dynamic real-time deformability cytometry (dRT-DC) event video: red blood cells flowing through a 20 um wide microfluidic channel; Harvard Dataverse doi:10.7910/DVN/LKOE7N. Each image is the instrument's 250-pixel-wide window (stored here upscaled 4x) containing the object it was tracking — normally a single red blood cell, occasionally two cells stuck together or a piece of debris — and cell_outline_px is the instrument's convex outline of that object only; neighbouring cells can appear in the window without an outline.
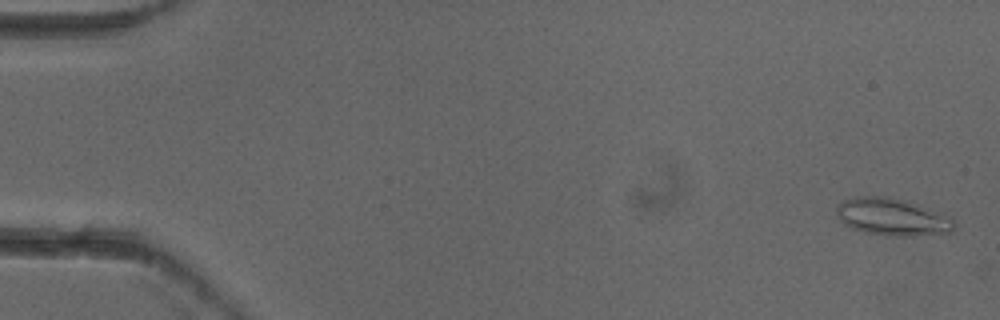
{"species": "common noctule bat (a hibernating species)", "species_latin": "Nyctalus noctula", "temperature_condition": "cold", "stored_images_in_passage": 5, "camera_frame_rate_fps": 3000, "um_per_image_px": 0.085, "animal": {"sex": "female"}, "frame": {"image": 1, "passage_image": 1, "time_ms": 0.0, "image_size_px": [1000, 320], "cell_outline_px": [[956, 224], [952, 232], [912, 236], [888, 236], [864, 232], [852, 228], [844, 224], [836, 216], [836, 204], [844, 200], [860, 196], [888, 196], [944, 212]], "centroid_in_image_um": [75.84, 18.44], "position_along_channel_um": 9.2, "area_um2": 25.78}}